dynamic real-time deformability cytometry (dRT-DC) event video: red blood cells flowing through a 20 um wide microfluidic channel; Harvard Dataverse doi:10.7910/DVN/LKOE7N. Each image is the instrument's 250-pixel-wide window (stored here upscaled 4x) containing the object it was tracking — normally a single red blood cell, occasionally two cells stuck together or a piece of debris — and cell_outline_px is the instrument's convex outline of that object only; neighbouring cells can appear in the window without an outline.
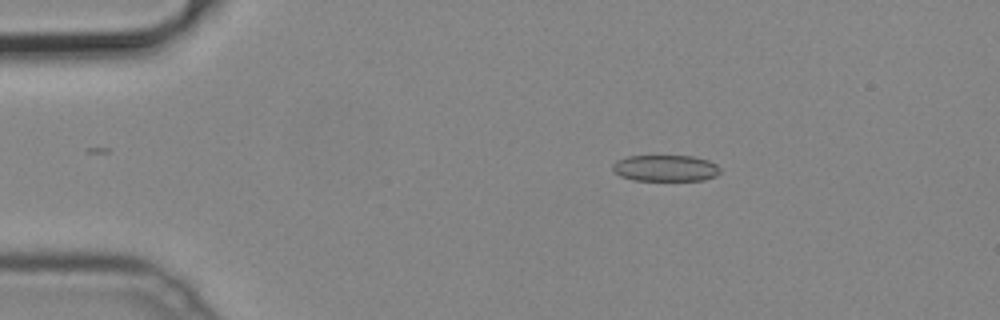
{"species": "common noctule bat (a hibernating species)", "species_latin": "Nyctalus noctula", "temperature_condition": "cold", "stored_images_in_passage": 47, "camera_frame_rate_fps": 3000, "um_per_image_px": 0.085, "animal": {"sex": "male", "body_mass_g": 19.2, "forearm_length_mm": 51.8}, "frame": {"image": 1, "passage_image": 4, "time_ms": 1.0, "image_size_px": [1000, 320], "cell_outline_px": [[720, 172], [716, 176], [704, 180], [632, 180], [620, 176], [612, 172], [612, 164], [616, 160], [628, 156], [692, 156], [708, 160], [716, 164], [720, 168]], "centroid_in_image_um": [56.53, 14.29], "position_along_channel_um": 28.5, "area_um2": 16.65}}
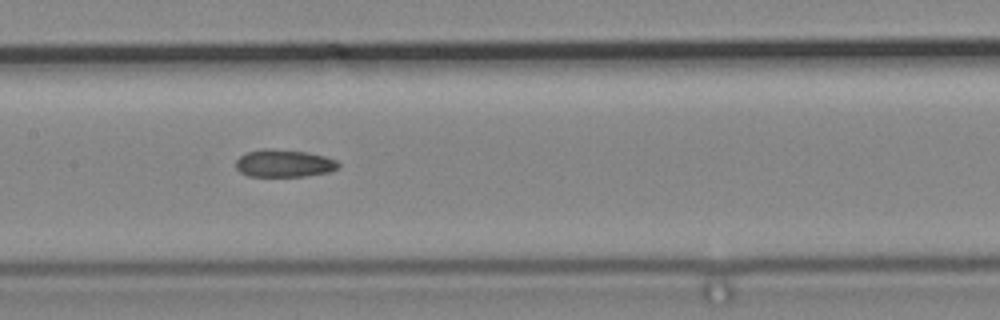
{"frame": {"image": 2, "passage_image": 20, "time_ms": 6.333, "image_size_px": [1000, 320], "cell_outline_px": [[340, 168], [328, 172], [304, 176], [248, 176], [240, 172], [236, 168], [236, 160], [240, 156], [248, 152], [264, 148], [268, 148], [304, 152], [324, 156], [336, 160], [340, 164]], "centroid_in_image_um": [24.14, 13.89], "position_along_channel_um": 183.3, "area_um2": 16.36}}
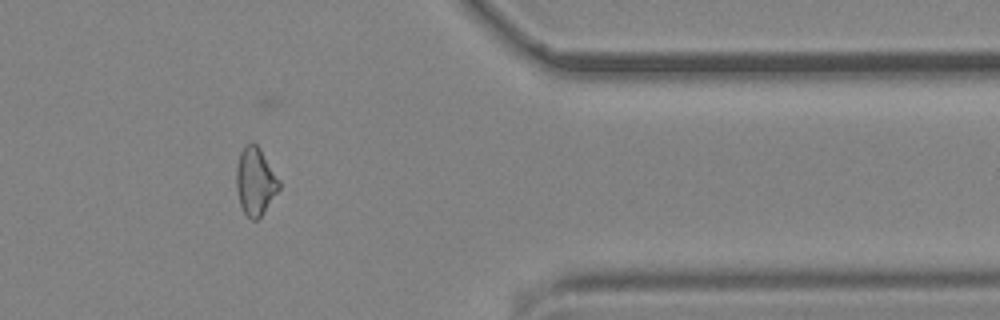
{"frame": {"image": 3, "passage_image": 37, "time_ms": 12.0, "image_size_px": [1000, 320], "cell_outline_px": [[280, 188], [264, 212], [256, 220], [252, 220], [244, 212], [240, 204], [236, 188], [236, 168], [240, 152], [244, 144], [252, 140], [260, 148], [280, 180]], "centroid_in_image_um": [21.7, 15.37], "position_along_channel_um": 389.7, "area_um2": 16.99}}